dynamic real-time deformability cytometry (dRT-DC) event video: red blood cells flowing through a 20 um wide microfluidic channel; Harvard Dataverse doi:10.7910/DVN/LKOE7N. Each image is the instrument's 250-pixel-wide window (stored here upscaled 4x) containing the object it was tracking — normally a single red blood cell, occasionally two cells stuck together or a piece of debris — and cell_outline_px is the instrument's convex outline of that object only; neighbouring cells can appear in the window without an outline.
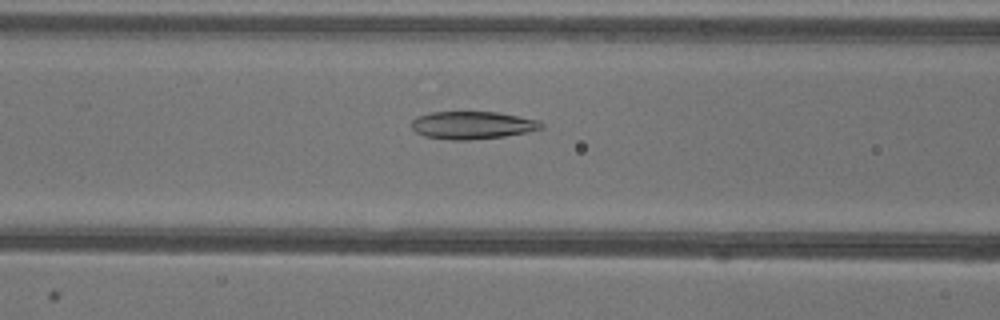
{"species": "common noctule bat (a hibernating species)", "species_latin": "Nyctalus noctula", "temperature_condition": "warm", "stored_images_in_passage": 45, "camera_frame_rate_fps": 3000, "um_per_image_px": 0.085, "animal": {"sex": "female"}, "frame": {"image": 1, "passage_image": 14, "time_ms": 4.333, "image_size_px": [1000, 320], "cell_outline_px": [[544, 128], [528, 132], [504, 136], [468, 140], [452, 140], [424, 136], [416, 132], [412, 128], [412, 120], [416, 116], [432, 112], [496, 112], [540, 120], [544, 124]], "centroid_in_image_um": [40.17, 10.64], "position_along_channel_um": 126.4, "area_um2": 20.98}}
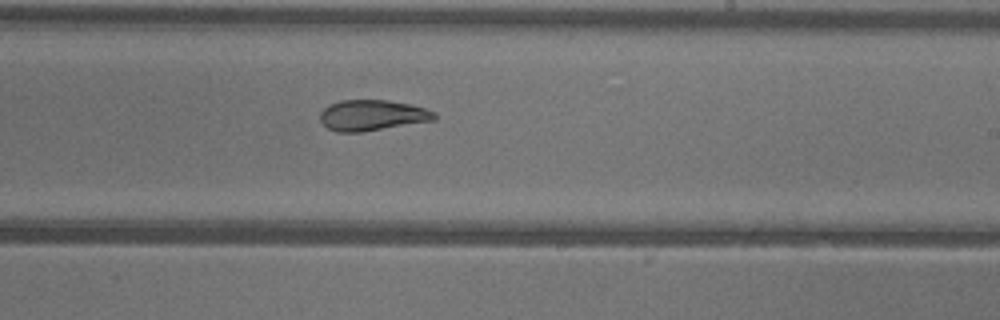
{"frame": {"image": 2, "passage_image": 24, "time_ms": 7.667, "image_size_px": [1000, 320], "cell_outline_px": [[436, 120], [360, 132], [336, 132], [328, 128], [320, 120], [320, 112], [328, 104], [340, 100], [388, 100], [408, 104], [424, 108], [436, 112]], "centroid_in_image_um": [31.62, 9.79], "position_along_channel_um": 257.4, "area_um2": 20.46}}
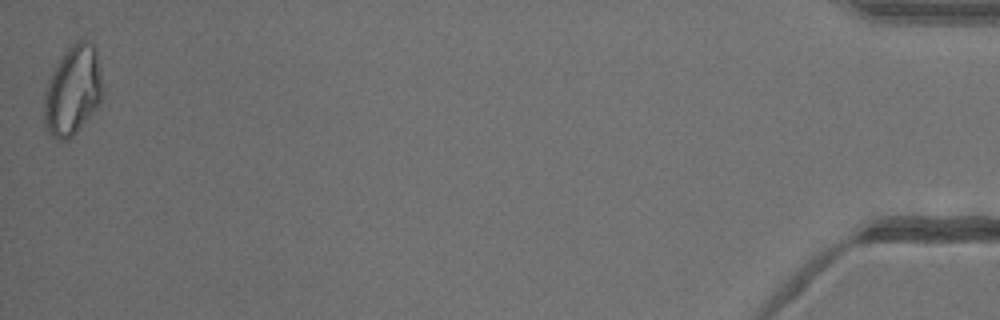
{"frame": {"image": 3, "passage_image": 45, "time_ms": 14.667, "image_size_px": [1000, 320], "cell_outline_px": [[100, 100], [96, 108], [76, 132], [68, 140], [56, 140], [44, 128], [44, 92], [56, 64], [68, 48], [72, 44], [80, 40], [88, 40], [96, 48], [100, 68]], "centroid_in_image_um": [6.15, 7.71], "position_along_channel_um": 429.1, "area_um2": 30.06}, "authors_computed_cell_mechanics": {"area_um2": 22.7154, "velocity_mm_per_s": 3.9356, "shape_relaxation_time_tau1_ms": null, "shape_relaxation_time_tau2_ms": 3.2301, "deformation_change_tau1": null, "deformation_change_tau2": 0.0776}}